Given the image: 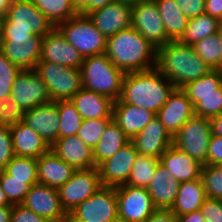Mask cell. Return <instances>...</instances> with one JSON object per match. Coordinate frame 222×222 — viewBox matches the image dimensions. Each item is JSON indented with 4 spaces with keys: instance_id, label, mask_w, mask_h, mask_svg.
<instances>
[{
    "instance_id": "obj_1",
    "label": "cell",
    "mask_w": 222,
    "mask_h": 222,
    "mask_svg": "<svg viewBox=\"0 0 222 222\" xmlns=\"http://www.w3.org/2000/svg\"><path fill=\"white\" fill-rule=\"evenodd\" d=\"M105 54L125 73L147 71L156 67L157 48L133 27L108 37Z\"/></svg>"
},
{
    "instance_id": "obj_2",
    "label": "cell",
    "mask_w": 222,
    "mask_h": 222,
    "mask_svg": "<svg viewBox=\"0 0 222 222\" xmlns=\"http://www.w3.org/2000/svg\"><path fill=\"white\" fill-rule=\"evenodd\" d=\"M156 68L125 74L119 100L157 113L175 90Z\"/></svg>"
},
{
    "instance_id": "obj_3",
    "label": "cell",
    "mask_w": 222,
    "mask_h": 222,
    "mask_svg": "<svg viewBox=\"0 0 222 222\" xmlns=\"http://www.w3.org/2000/svg\"><path fill=\"white\" fill-rule=\"evenodd\" d=\"M176 89L207 75L212 69L195 53L194 47L179 41H169L157 48L156 67Z\"/></svg>"
},
{
    "instance_id": "obj_4",
    "label": "cell",
    "mask_w": 222,
    "mask_h": 222,
    "mask_svg": "<svg viewBox=\"0 0 222 222\" xmlns=\"http://www.w3.org/2000/svg\"><path fill=\"white\" fill-rule=\"evenodd\" d=\"M81 73L83 88L105 95L113 101L120 98L126 73L117 68L105 53L84 58Z\"/></svg>"
},
{
    "instance_id": "obj_5",
    "label": "cell",
    "mask_w": 222,
    "mask_h": 222,
    "mask_svg": "<svg viewBox=\"0 0 222 222\" xmlns=\"http://www.w3.org/2000/svg\"><path fill=\"white\" fill-rule=\"evenodd\" d=\"M65 39L84 58L104 54L107 38L96 28L88 15L77 13L56 26Z\"/></svg>"
},
{
    "instance_id": "obj_6",
    "label": "cell",
    "mask_w": 222,
    "mask_h": 222,
    "mask_svg": "<svg viewBox=\"0 0 222 222\" xmlns=\"http://www.w3.org/2000/svg\"><path fill=\"white\" fill-rule=\"evenodd\" d=\"M34 71L47 86L52 102L70 100L83 88L81 69L39 61Z\"/></svg>"
},
{
    "instance_id": "obj_7",
    "label": "cell",
    "mask_w": 222,
    "mask_h": 222,
    "mask_svg": "<svg viewBox=\"0 0 222 222\" xmlns=\"http://www.w3.org/2000/svg\"><path fill=\"white\" fill-rule=\"evenodd\" d=\"M211 136L210 119L194 115L173 136V145L200 164L207 165Z\"/></svg>"
},
{
    "instance_id": "obj_8",
    "label": "cell",
    "mask_w": 222,
    "mask_h": 222,
    "mask_svg": "<svg viewBox=\"0 0 222 222\" xmlns=\"http://www.w3.org/2000/svg\"><path fill=\"white\" fill-rule=\"evenodd\" d=\"M68 221L119 222L116 187L101 186L68 214Z\"/></svg>"
},
{
    "instance_id": "obj_9",
    "label": "cell",
    "mask_w": 222,
    "mask_h": 222,
    "mask_svg": "<svg viewBox=\"0 0 222 222\" xmlns=\"http://www.w3.org/2000/svg\"><path fill=\"white\" fill-rule=\"evenodd\" d=\"M2 22L11 30L27 31L42 37L55 28L31 0L11 1Z\"/></svg>"
},
{
    "instance_id": "obj_10",
    "label": "cell",
    "mask_w": 222,
    "mask_h": 222,
    "mask_svg": "<svg viewBox=\"0 0 222 222\" xmlns=\"http://www.w3.org/2000/svg\"><path fill=\"white\" fill-rule=\"evenodd\" d=\"M119 222H145L157 209L144 187L121 185L116 187Z\"/></svg>"
},
{
    "instance_id": "obj_11",
    "label": "cell",
    "mask_w": 222,
    "mask_h": 222,
    "mask_svg": "<svg viewBox=\"0 0 222 222\" xmlns=\"http://www.w3.org/2000/svg\"><path fill=\"white\" fill-rule=\"evenodd\" d=\"M102 186L98 169H79L58 189L61 205L69 214Z\"/></svg>"
},
{
    "instance_id": "obj_12",
    "label": "cell",
    "mask_w": 222,
    "mask_h": 222,
    "mask_svg": "<svg viewBox=\"0 0 222 222\" xmlns=\"http://www.w3.org/2000/svg\"><path fill=\"white\" fill-rule=\"evenodd\" d=\"M131 27L137 30L155 48L172 41L166 33L154 0H144L132 6Z\"/></svg>"
},
{
    "instance_id": "obj_13",
    "label": "cell",
    "mask_w": 222,
    "mask_h": 222,
    "mask_svg": "<svg viewBox=\"0 0 222 222\" xmlns=\"http://www.w3.org/2000/svg\"><path fill=\"white\" fill-rule=\"evenodd\" d=\"M10 97L25 111L52 102L47 86L34 69L21 70L13 83Z\"/></svg>"
},
{
    "instance_id": "obj_14",
    "label": "cell",
    "mask_w": 222,
    "mask_h": 222,
    "mask_svg": "<svg viewBox=\"0 0 222 222\" xmlns=\"http://www.w3.org/2000/svg\"><path fill=\"white\" fill-rule=\"evenodd\" d=\"M22 205L49 222H68V214L61 205L58 189L40 183L32 185Z\"/></svg>"
},
{
    "instance_id": "obj_15",
    "label": "cell",
    "mask_w": 222,
    "mask_h": 222,
    "mask_svg": "<svg viewBox=\"0 0 222 222\" xmlns=\"http://www.w3.org/2000/svg\"><path fill=\"white\" fill-rule=\"evenodd\" d=\"M139 153L130 141L98 167L102 186L118 187L127 183Z\"/></svg>"
},
{
    "instance_id": "obj_16",
    "label": "cell",
    "mask_w": 222,
    "mask_h": 222,
    "mask_svg": "<svg viewBox=\"0 0 222 222\" xmlns=\"http://www.w3.org/2000/svg\"><path fill=\"white\" fill-rule=\"evenodd\" d=\"M43 37L1 39L0 51L21 70H32L40 61Z\"/></svg>"
},
{
    "instance_id": "obj_17",
    "label": "cell",
    "mask_w": 222,
    "mask_h": 222,
    "mask_svg": "<svg viewBox=\"0 0 222 222\" xmlns=\"http://www.w3.org/2000/svg\"><path fill=\"white\" fill-rule=\"evenodd\" d=\"M83 60L81 54L56 27L43 37L40 61L81 69Z\"/></svg>"
},
{
    "instance_id": "obj_18",
    "label": "cell",
    "mask_w": 222,
    "mask_h": 222,
    "mask_svg": "<svg viewBox=\"0 0 222 222\" xmlns=\"http://www.w3.org/2000/svg\"><path fill=\"white\" fill-rule=\"evenodd\" d=\"M96 28L106 37L131 27L132 7L113 1L88 14Z\"/></svg>"
},
{
    "instance_id": "obj_19",
    "label": "cell",
    "mask_w": 222,
    "mask_h": 222,
    "mask_svg": "<svg viewBox=\"0 0 222 222\" xmlns=\"http://www.w3.org/2000/svg\"><path fill=\"white\" fill-rule=\"evenodd\" d=\"M194 115V106L182 89H175L167 102L156 113L159 121L172 137Z\"/></svg>"
},
{
    "instance_id": "obj_20",
    "label": "cell",
    "mask_w": 222,
    "mask_h": 222,
    "mask_svg": "<svg viewBox=\"0 0 222 222\" xmlns=\"http://www.w3.org/2000/svg\"><path fill=\"white\" fill-rule=\"evenodd\" d=\"M140 155L160 158L173 145V137L155 116L130 140Z\"/></svg>"
},
{
    "instance_id": "obj_21",
    "label": "cell",
    "mask_w": 222,
    "mask_h": 222,
    "mask_svg": "<svg viewBox=\"0 0 222 222\" xmlns=\"http://www.w3.org/2000/svg\"><path fill=\"white\" fill-rule=\"evenodd\" d=\"M23 122L35 130L51 147L59 138L58 101L25 111Z\"/></svg>"
},
{
    "instance_id": "obj_22",
    "label": "cell",
    "mask_w": 222,
    "mask_h": 222,
    "mask_svg": "<svg viewBox=\"0 0 222 222\" xmlns=\"http://www.w3.org/2000/svg\"><path fill=\"white\" fill-rule=\"evenodd\" d=\"M53 152L76 170L95 168L93 149L77 135L58 138L51 146Z\"/></svg>"
},
{
    "instance_id": "obj_23",
    "label": "cell",
    "mask_w": 222,
    "mask_h": 222,
    "mask_svg": "<svg viewBox=\"0 0 222 222\" xmlns=\"http://www.w3.org/2000/svg\"><path fill=\"white\" fill-rule=\"evenodd\" d=\"M76 169L62 161L52 149L37 159L38 182L59 189L75 173Z\"/></svg>"
},
{
    "instance_id": "obj_24",
    "label": "cell",
    "mask_w": 222,
    "mask_h": 222,
    "mask_svg": "<svg viewBox=\"0 0 222 222\" xmlns=\"http://www.w3.org/2000/svg\"><path fill=\"white\" fill-rule=\"evenodd\" d=\"M156 114L136 105L114 101L112 119L132 139Z\"/></svg>"
},
{
    "instance_id": "obj_25",
    "label": "cell",
    "mask_w": 222,
    "mask_h": 222,
    "mask_svg": "<svg viewBox=\"0 0 222 222\" xmlns=\"http://www.w3.org/2000/svg\"><path fill=\"white\" fill-rule=\"evenodd\" d=\"M179 184L169 170L159 163L146 189L157 209H171L177 197Z\"/></svg>"
},
{
    "instance_id": "obj_26",
    "label": "cell",
    "mask_w": 222,
    "mask_h": 222,
    "mask_svg": "<svg viewBox=\"0 0 222 222\" xmlns=\"http://www.w3.org/2000/svg\"><path fill=\"white\" fill-rule=\"evenodd\" d=\"M159 159L171 176L180 183L195 180L201 176L203 165L174 145H171Z\"/></svg>"
},
{
    "instance_id": "obj_27",
    "label": "cell",
    "mask_w": 222,
    "mask_h": 222,
    "mask_svg": "<svg viewBox=\"0 0 222 222\" xmlns=\"http://www.w3.org/2000/svg\"><path fill=\"white\" fill-rule=\"evenodd\" d=\"M10 131L15 156L38 159L51 149L48 143L24 122L12 125Z\"/></svg>"
},
{
    "instance_id": "obj_28",
    "label": "cell",
    "mask_w": 222,
    "mask_h": 222,
    "mask_svg": "<svg viewBox=\"0 0 222 222\" xmlns=\"http://www.w3.org/2000/svg\"><path fill=\"white\" fill-rule=\"evenodd\" d=\"M70 101L83 120L112 118L114 101L105 95L82 88Z\"/></svg>"
},
{
    "instance_id": "obj_29",
    "label": "cell",
    "mask_w": 222,
    "mask_h": 222,
    "mask_svg": "<svg viewBox=\"0 0 222 222\" xmlns=\"http://www.w3.org/2000/svg\"><path fill=\"white\" fill-rule=\"evenodd\" d=\"M206 198L201 178L181 182L175 203L170 210L176 216H182L200 210Z\"/></svg>"
},
{
    "instance_id": "obj_30",
    "label": "cell",
    "mask_w": 222,
    "mask_h": 222,
    "mask_svg": "<svg viewBox=\"0 0 222 222\" xmlns=\"http://www.w3.org/2000/svg\"><path fill=\"white\" fill-rule=\"evenodd\" d=\"M130 138L112 120L105 128L97 145L93 148L95 167L112 157L119 149L130 142Z\"/></svg>"
},
{
    "instance_id": "obj_31",
    "label": "cell",
    "mask_w": 222,
    "mask_h": 222,
    "mask_svg": "<svg viewBox=\"0 0 222 222\" xmlns=\"http://www.w3.org/2000/svg\"><path fill=\"white\" fill-rule=\"evenodd\" d=\"M162 18L167 36L178 41L185 32L189 19L182 14L175 0H154Z\"/></svg>"
},
{
    "instance_id": "obj_32",
    "label": "cell",
    "mask_w": 222,
    "mask_h": 222,
    "mask_svg": "<svg viewBox=\"0 0 222 222\" xmlns=\"http://www.w3.org/2000/svg\"><path fill=\"white\" fill-rule=\"evenodd\" d=\"M221 22L222 21H220L218 18L207 14H202L195 18H191L188 21L184 34L178 41L192 46L197 41L218 33Z\"/></svg>"
},
{
    "instance_id": "obj_33",
    "label": "cell",
    "mask_w": 222,
    "mask_h": 222,
    "mask_svg": "<svg viewBox=\"0 0 222 222\" xmlns=\"http://www.w3.org/2000/svg\"><path fill=\"white\" fill-rule=\"evenodd\" d=\"M56 27L74 17L78 11L77 0H31Z\"/></svg>"
},
{
    "instance_id": "obj_34",
    "label": "cell",
    "mask_w": 222,
    "mask_h": 222,
    "mask_svg": "<svg viewBox=\"0 0 222 222\" xmlns=\"http://www.w3.org/2000/svg\"><path fill=\"white\" fill-rule=\"evenodd\" d=\"M195 53L212 70H222V48L218 33L207 36L192 45Z\"/></svg>"
},
{
    "instance_id": "obj_35",
    "label": "cell",
    "mask_w": 222,
    "mask_h": 222,
    "mask_svg": "<svg viewBox=\"0 0 222 222\" xmlns=\"http://www.w3.org/2000/svg\"><path fill=\"white\" fill-rule=\"evenodd\" d=\"M159 163L157 157L138 154L126 184L147 188Z\"/></svg>"
},
{
    "instance_id": "obj_36",
    "label": "cell",
    "mask_w": 222,
    "mask_h": 222,
    "mask_svg": "<svg viewBox=\"0 0 222 222\" xmlns=\"http://www.w3.org/2000/svg\"><path fill=\"white\" fill-rule=\"evenodd\" d=\"M59 138L77 135L83 119L70 100L58 101Z\"/></svg>"
},
{
    "instance_id": "obj_37",
    "label": "cell",
    "mask_w": 222,
    "mask_h": 222,
    "mask_svg": "<svg viewBox=\"0 0 222 222\" xmlns=\"http://www.w3.org/2000/svg\"><path fill=\"white\" fill-rule=\"evenodd\" d=\"M182 90L187 95L222 94V70H211L207 75L188 83Z\"/></svg>"
},
{
    "instance_id": "obj_38",
    "label": "cell",
    "mask_w": 222,
    "mask_h": 222,
    "mask_svg": "<svg viewBox=\"0 0 222 222\" xmlns=\"http://www.w3.org/2000/svg\"><path fill=\"white\" fill-rule=\"evenodd\" d=\"M10 179L26 180L31 186L38 182L37 159L14 156L4 169Z\"/></svg>"
},
{
    "instance_id": "obj_39",
    "label": "cell",
    "mask_w": 222,
    "mask_h": 222,
    "mask_svg": "<svg viewBox=\"0 0 222 222\" xmlns=\"http://www.w3.org/2000/svg\"><path fill=\"white\" fill-rule=\"evenodd\" d=\"M0 185L11 205L22 204L32 187L26 180L10 179L5 170H0Z\"/></svg>"
},
{
    "instance_id": "obj_40",
    "label": "cell",
    "mask_w": 222,
    "mask_h": 222,
    "mask_svg": "<svg viewBox=\"0 0 222 222\" xmlns=\"http://www.w3.org/2000/svg\"><path fill=\"white\" fill-rule=\"evenodd\" d=\"M188 98L197 116L210 119L222 114V94L188 95Z\"/></svg>"
},
{
    "instance_id": "obj_41",
    "label": "cell",
    "mask_w": 222,
    "mask_h": 222,
    "mask_svg": "<svg viewBox=\"0 0 222 222\" xmlns=\"http://www.w3.org/2000/svg\"><path fill=\"white\" fill-rule=\"evenodd\" d=\"M112 118L85 119L78 130L77 136L92 149L97 145L106 126Z\"/></svg>"
},
{
    "instance_id": "obj_42",
    "label": "cell",
    "mask_w": 222,
    "mask_h": 222,
    "mask_svg": "<svg viewBox=\"0 0 222 222\" xmlns=\"http://www.w3.org/2000/svg\"><path fill=\"white\" fill-rule=\"evenodd\" d=\"M206 197L222 200V170L218 165H203L200 176Z\"/></svg>"
},
{
    "instance_id": "obj_43",
    "label": "cell",
    "mask_w": 222,
    "mask_h": 222,
    "mask_svg": "<svg viewBox=\"0 0 222 222\" xmlns=\"http://www.w3.org/2000/svg\"><path fill=\"white\" fill-rule=\"evenodd\" d=\"M20 72L21 69L0 51V99L10 97L13 83Z\"/></svg>"
},
{
    "instance_id": "obj_44",
    "label": "cell",
    "mask_w": 222,
    "mask_h": 222,
    "mask_svg": "<svg viewBox=\"0 0 222 222\" xmlns=\"http://www.w3.org/2000/svg\"><path fill=\"white\" fill-rule=\"evenodd\" d=\"M25 110H23L13 98L0 99V126L11 127L23 122Z\"/></svg>"
},
{
    "instance_id": "obj_45",
    "label": "cell",
    "mask_w": 222,
    "mask_h": 222,
    "mask_svg": "<svg viewBox=\"0 0 222 222\" xmlns=\"http://www.w3.org/2000/svg\"><path fill=\"white\" fill-rule=\"evenodd\" d=\"M14 156L10 127L0 126V170H4Z\"/></svg>"
},
{
    "instance_id": "obj_46",
    "label": "cell",
    "mask_w": 222,
    "mask_h": 222,
    "mask_svg": "<svg viewBox=\"0 0 222 222\" xmlns=\"http://www.w3.org/2000/svg\"><path fill=\"white\" fill-rule=\"evenodd\" d=\"M200 212L205 222H222V200L206 198Z\"/></svg>"
},
{
    "instance_id": "obj_47",
    "label": "cell",
    "mask_w": 222,
    "mask_h": 222,
    "mask_svg": "<svg viewBox=\"0 0 222 222\" xmlns=\"http://www.w3.org/2000/svg\"><path fill=\"white\" fill-rule=\"evenodd\" d=\"M10 222H49L22 204L12 205Z\"/></svg>"
},
{
    "instance_id": "obj_48",
    "label": "cell",
    "mask_w": 222,
    "mask_h": 222,
    "mask_svg": "<svg viewBox=\"0 0 222 222\" xmlns=\"http://www.w3.org/2000/svg\"><path fill=\"white\" fill-rule=\"evenodd\" d=\"M183 15L188 19L205 14V0H175Z\"/></svg>"
},
{
    "instance_id": "obj_49",
    "label": "cell",
    "mask_w": 222,
    "mask_h": 222,
    "mask_svg": "<svg viewBox=\"0 0 222 222\" xmlns=\"http://www.w3.org/2000/svg\"><path fill=\"white\" fill-rule=\"evenodd\" d=\"M222 163V136L212 134L209 142L207 165H219Z\"/></svg>"
},
{
    "instance_id": "obj_50",
    "label": "cell",
    "mask_w": 222,
    "mask_h": 222,
    "mask_svg": "<svg viewBox=\"0 0 222 222\" xmlns=\"http://www.w3.org/2000/svg\"><path fill=\"white\" fill-rule=\"evenodd\" d=\"M114 0H77L80 14L88 15L94 10L104 7Z\"/></svg>"
},
{
    "instance_id": "obj_51",
    "label": "cell",
    "mask_w": 222,
    "mask_h": 222,
    "mask_svg": "<svg viewBox=\"0 0 222 222\" xmlns=\"http://www.w3.org/2000/svg\"><path fill=\"white\" fill-rule=\"evenodd\" d=\"M145 222H177V216L170 209H156Z\"/></svg>"
},
{
    "instance_id": "obj_52",
    "label": "cell",
    "mask_w": 222,
    "mask_h": 222,
    "mask_svg": "<svg viewBox=\"0 0 222 222\" xmlns=\"http://www.w3.org/2000/svg\"><path fill=\"white\" fill-rule=\"evenodd\" d=\"M205 14L222 21V0H205Z\"/></svg>"
},
{
    "instance_id": "obj_53",
    "label": "cell",
    "mask_w": 222,
    "mask_h": 222,
    "mask_svg": "<svg viewBox=\"0 0 222 222\" xmlns=\"http://www.w3.org/2000/svg\"><path fill=\"white\" fill-rule=\"evenodd\" d=\"M34 35L27 31L11 30L2 22L1 39H13L20 37H33Z\"/></svg>"
},
{
    "instance_id": "obj_54",
    "label": "cell",
    "mask_w": 222,
    "mask_h": 222,
    "mask_svg": "<svg viewBox=\"0 0 222 222\" xmlns=\"http://www.w3.org/2000/svg\"><path fill=\"white\" fill-rule=\"evenodd\" d=\"M177 222H205V219L200 210H197L182 216H177Z\"/></svg>"
},
{
    "instance_id": "obj_55",
    "label": "cell",
    "mask_w": 222,
    "mask_h": 222,
    "mask_svg": "<svg viewBox=\"0 0 222 222\" xmlns=\"http://www.w3.org/2000/svg\"><path fill=\"white\" fill-rule=\"evenodd\" d=\"M212 134L222 136V114L210 118Z\"/></svg>"
},
{
    "instance_id": "obj_56",
    "label": "cell",
    "mask_w": 222,
    "mask_h": 222,
    "mask_svg": "<svg viewBox=\"0 0 222 222\" xmlns=\"http://www.w3.org/2000/svg\"><path fill=\"white\" fill-rule=\"evenodd\" d=\"M12 206H0V222H10Z\"/></svg>"
},
{
    "instance_id": "obj_57",
    "label": "cell",
    "mask_w": 222,
    "mask_h": 222,
    "mask_svg": "<svg viewBox=\"0 0 222 222\" xmlns=\"http://www.w3.org/2000/svg\"><path fill=\"white\" fill-rule=\"evenodd\" d=\"M11 0H0V18L6 17L7 11L10 7Z\"/></svg>"
},
{
    "instance_id": "obj_58",
    "label": "cell",
    "mask_w": 222,
    "mask_h": 222,
    "mask_svg": "<svg viewBox=\"0 0 222 222\" xmlns=\"http://www.w3.org/2000/svg\"><path fill=\"white\" fill-rule=\"evenodd\" d=\"M0 206H12V205L8 202L5 193H4V191L2 190V188H1V185H0Z\"/></svg>"
},
{
    "instance_id": "obj_59",
    "label": "cell",
    "mask_w": 222,
    "mask_h": 222,
    "mask_svg": "<svg viewBox=\"0 0 222 222\" xmlns=\"http://www.w3.org/2000/svg\"><path fill=\"white\" fill-rule=\"evenodd\" d=\"M117 1L118 3H123V4H127L129 6H135L137 5L139 2H142L144 0H114Z\"/></svg>"
},
{
    "instance_id": "obj_60",
    "label": "cell",
    "mask_w": 222,
    "mask_h": 222,
    "mask_svg": "<svg viewBox=\"0 0 222 222\" xmlns=\"http://www.w3.org/2000/svg\"><path fill=\"white\" fill-rule=\"evenodd\" d=\"M218 34H219V37H220V46L222 48V22H221Z\"/></svg>"
},
{
    "instance_id": "obj_61",
    "label": "cell",
    "mask_w": 222,
    "mask_h": 222,
    "mask_svg": "<svg viewBox=\"0 0 222 222\" xmlns=\"http://www.w3.org/2000/svg\"><path fill=\"white\" fill-rule=\"evenodd\" d=\"M2 19L0 18V43H1Z\"/></svg>"
},
{
    "instance_id": "obj_62",
    "label": "cell",
    "mask_w": 222,
    "mask_h": 222,
    "mask_svg": "<svg viewBox=\"0 0 222 222\" xmlns=\"http://www.w3.org/2000/svg\"><path fill=\"white\" fill-rule=\"evenodd\" d=\"M68 222H90V221H68Z\"/></svg>"
},
{
    "instance_id": "obj_63",
    "label": "cell",
    "mask_w": 222,
    "mask_h": 222,
    "mask_svg": "<svg viewBox=\"0 0 222 222\" xmlns=\"http://www.w3.org/2000/svg\"><path fill=\"white\" fill-rule=\"evenodd\" d=\"M218 166H219V167L221 168V170H222V163H220Z\"/></svg>"
}]
</instances>
